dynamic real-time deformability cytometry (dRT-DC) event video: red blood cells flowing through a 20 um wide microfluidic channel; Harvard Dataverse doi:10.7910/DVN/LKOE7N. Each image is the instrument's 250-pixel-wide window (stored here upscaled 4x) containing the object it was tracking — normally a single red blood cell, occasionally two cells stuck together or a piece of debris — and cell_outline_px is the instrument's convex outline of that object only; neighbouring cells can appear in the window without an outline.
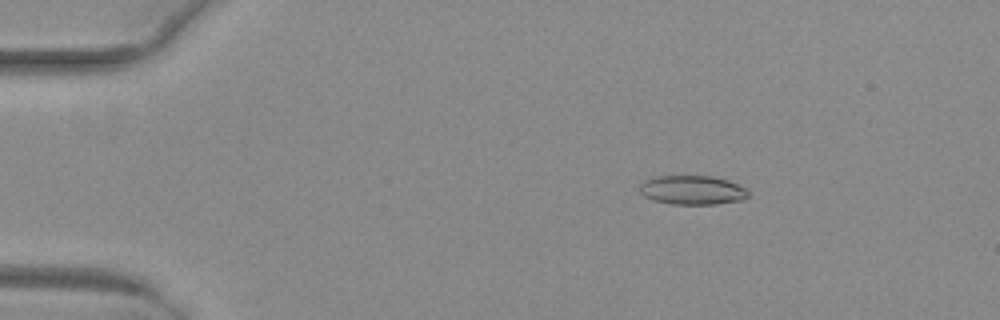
{"species": "common noctule bat (a hibernating species)", "species_latin": "Nyctalus noctula", "temperature_condition": "warm", "stored_images_in_passage": 47, "camera_frame_rate_fps": 3000, "um_per_image_px": 0.085, "animal": {"sex": "female", "body_mass_g": 29.2, "forearm_length_mm": 56.3}, "frame": {"image": 1, "passage_image": 4, "time_ms": 1.0, "image_size_px": [1000, 320], "cell_outline_px": [[748, 196], [740, 200], [716, 204], [672, 204], [656, 200], [644, 196], [640, 192], [640, 184], [644, 180], [660, 176], [712, 176], [728, 180], [748, 188]], "centroid_in_image_um": [58.87, 16.15], "position_along_channel_um": 26.1, "area_um2": 18.32}}
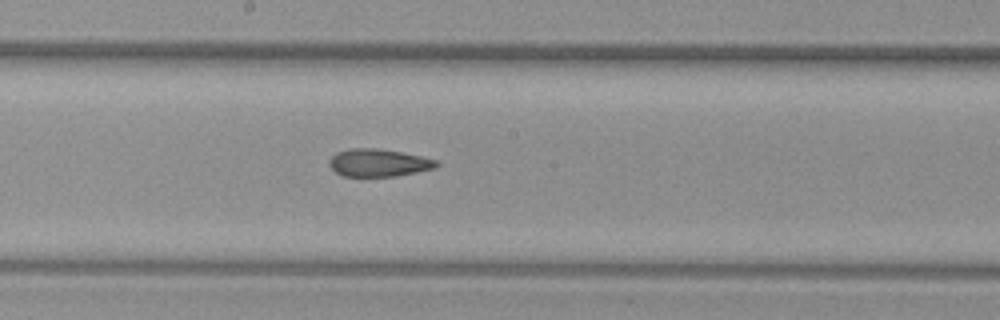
{"frame": {"image": 2, "passage_image": 24, "time_ms": 7.667, "image_size_px": [1000, 320], "cell_outline_px": [[440, 164], [436, 168], [396, 176], [340, 176], [328, 164], [328, 160], [336, 152], [348, 148], [376, 148], [400, 152], [420, 156], [436, 160]], "centroid_in_image_um": [32.14, 13.83], "position_along_channel_um": 216.1, "area_um2": 17.28}}
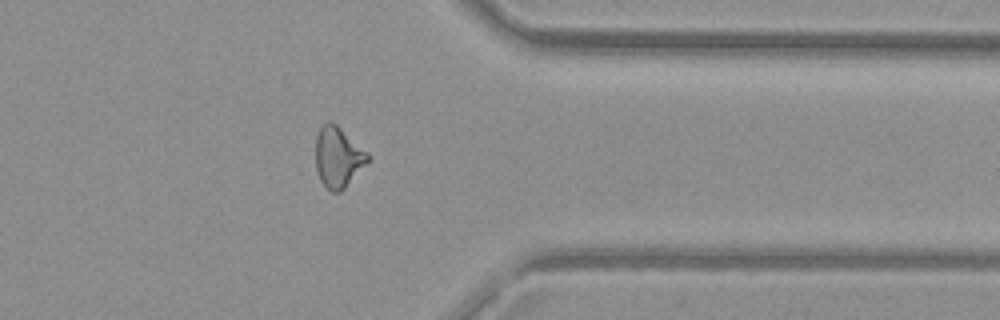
{"frame": {"image": 3, "passage_image": 37, "time_ms": 12.0, "image_size_px": [1000, 320], "cell_outline_px": [[368, 160], [344, 188], [340, 192], [332, 192], [320, 180], [316, 168], [316, 136], [320, 128], [328, 120], [332, 120], [368, 152]], "centroid_in_image_um": [28.71, 13.32], "position_along_channel_um": 382.7, "area_um2": 18.09}, "authors_computed_cell_mechanics": {"area_um2": 18.0914, "velocity_mm_per_s": 4.0467, "shape_relaxation_time_tau1_ms": null, "shape_relaxation_time_tau2_ms": 2.5452, "deformation_change_tau1": null, "deformation_change_tau2": 0.117}}